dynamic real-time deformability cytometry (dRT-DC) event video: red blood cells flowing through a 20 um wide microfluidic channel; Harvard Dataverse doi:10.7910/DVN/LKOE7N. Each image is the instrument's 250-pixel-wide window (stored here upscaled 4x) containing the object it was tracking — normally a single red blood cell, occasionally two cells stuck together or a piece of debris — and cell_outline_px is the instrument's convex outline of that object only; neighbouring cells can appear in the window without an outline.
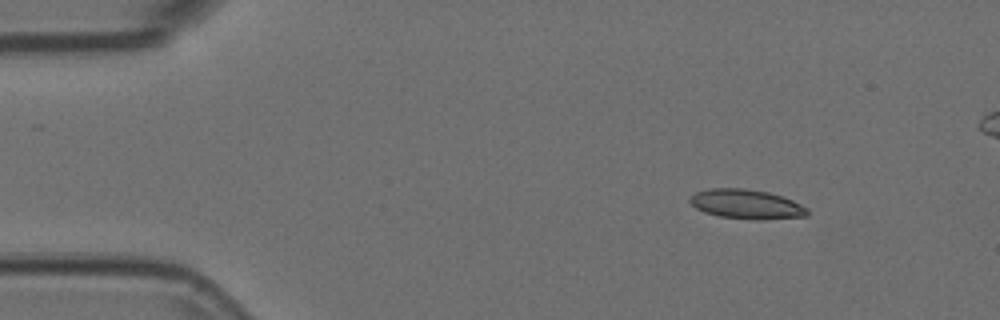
{"species": "Egyptian fruit bat (a non-hibernating species)", "species_latin": "Rousettus aegyptiacus", "temperature_condition": "room temperature", "stored_images_in_passage": 54, "segment_of_instrument_passage": [1, 2], "camera_frame_rate_fps": 3000, "um_per_image_px": 0.085, "animal": {"sex": "female"}, "frame": {"image": 1, "passage_image": 6, "time_ms": 1.667, "image_size_px": [1000, 320], "cell_outline_px": [[808, 216], [764, 220], [752, 220], [720, 216], [704, 212], [696, 208], [688, 200], [696, 192], [708, 188], [744, 188], [768, 192], [792, 200], [808, 208]], "centroid_in_image_um": [63.46, 17.36], "position_along_channel_um": 21.5, "area_um2": 20.23}}
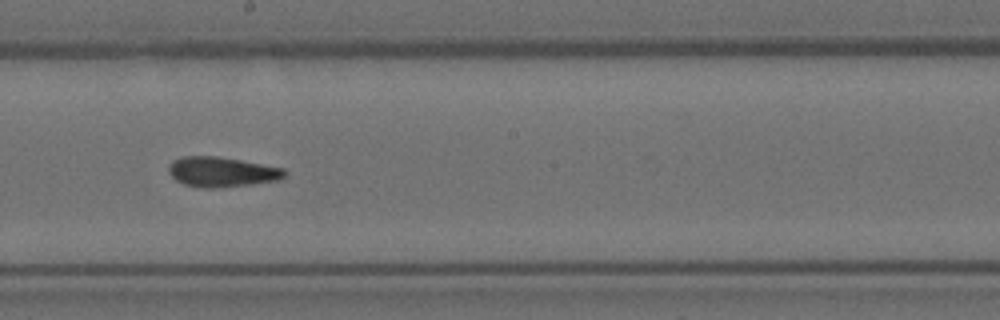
{"frame": {"image": 2, "passage_image": 29, "time_ms": 9.333, "image_size_px": [1000, 320], "cell_outline_px": [[288, 172], [280, 180], [252, 184], [216, 188], [204, 188], [184, 184], [176, 180], [168, 172], [168, 168], [172, 160], [184, 156], [216, 156], [240, 160], [284, 168]], "centroid_in_image_um": [18.86, 14.61], "position_along_channel_um": 229.3, "area_um2": 20.29}}
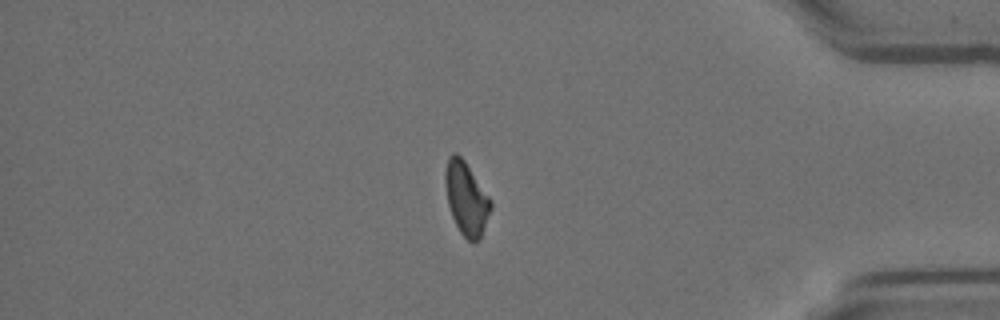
{"frame": {"image": 3, "passage_image": 45, "time_ms": 14.667, "image_size_px": [1000, 320], "cell_outline_px": [[492, 208], [480, 240], [472, 244], [460, 232], [452, 216], [448, 204], [444, 180], [444, 172], [448, 156], [452, 152], [456, 152], [464, 160], [492, 200]], "centroid_in_image_um": [39.64, 16.87], "position_along_channel_um": 395.6, "area_um2": 19.59}}